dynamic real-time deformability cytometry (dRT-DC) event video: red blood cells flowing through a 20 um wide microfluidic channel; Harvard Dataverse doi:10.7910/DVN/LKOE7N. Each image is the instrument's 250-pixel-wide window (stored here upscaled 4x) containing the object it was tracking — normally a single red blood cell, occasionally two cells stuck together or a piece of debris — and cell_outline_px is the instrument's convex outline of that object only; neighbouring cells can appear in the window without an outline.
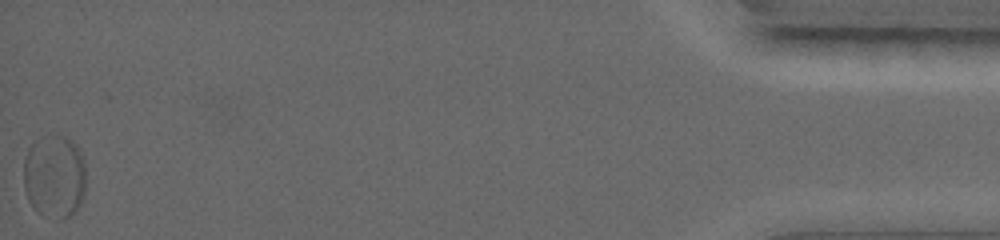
{"species": "common noctule bat (a hibernating species)", "species_latin": "Nyctalus noctula", "temperature_condition": "warm", "stored_images_in_passage": 80, "segment_of_instrument_passage": [2, 2], "camera_frame_rate_fps": 5000, "um_per_image_px": 0.085, "animal": {"sex": "female", "body_mass_g": 19.0, "forearm_length_mm": 56.7}, "frame": {"image": 1, "passage_image": 80, "time_ms": 14.6, "image_size_px": [1000, 240], "cell_outline_px": [[84, 196], [80, 204], [64, 220], [56, 220], [56, 136], [68, 136], [76, 144], [84, 160]], "centroid_in_image_um": [5.82, 15.06], "position_along_channel_um": 429.4, "area_um2": 14.33}}